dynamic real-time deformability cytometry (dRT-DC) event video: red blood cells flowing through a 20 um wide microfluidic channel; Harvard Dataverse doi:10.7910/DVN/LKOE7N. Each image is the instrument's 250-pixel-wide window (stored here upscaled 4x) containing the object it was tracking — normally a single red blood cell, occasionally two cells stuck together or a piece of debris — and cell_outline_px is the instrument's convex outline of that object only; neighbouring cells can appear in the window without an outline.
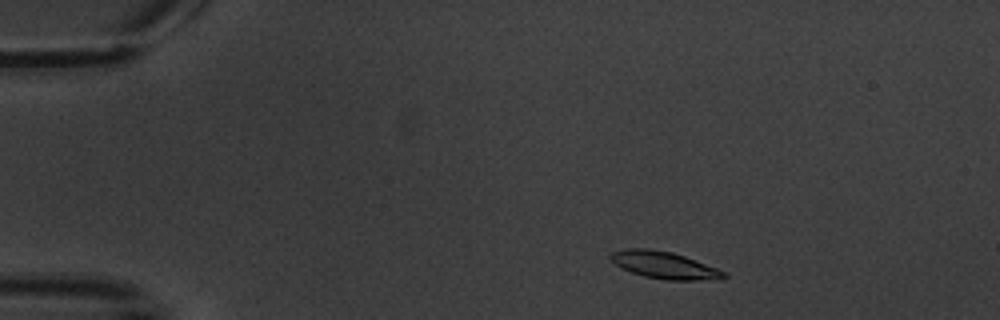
{"species": "common noctule bat (a hibernating species)", "species_latin": "Nyctalus noctula", "temperature_condition": "warm", "stored_images_in_passage": 6, "camera_frame_rate_fps": 3000, "um_per_image_px": 0.085, "animal": {"sex": "male", "body_mass_g": 20.1, "forearm_length_mm": 53.5}, "frame": {"image": 1, "passage_image": 1, "time_ms": 0.0, "image_size_px": [1000, 320], "cell_outline_px": [[728, 276], [720, 280], [664, 280], [644, 276], [620, 268], [608, 256], [612, 252], [624, 248], [648, 248], [672, 252], [684, 256], [716, 268], [724, 272]], "centroid_in_image_um": [56.45, 22.54], "position_along_channel_um": 28.5, "area_um2": 17.92}}
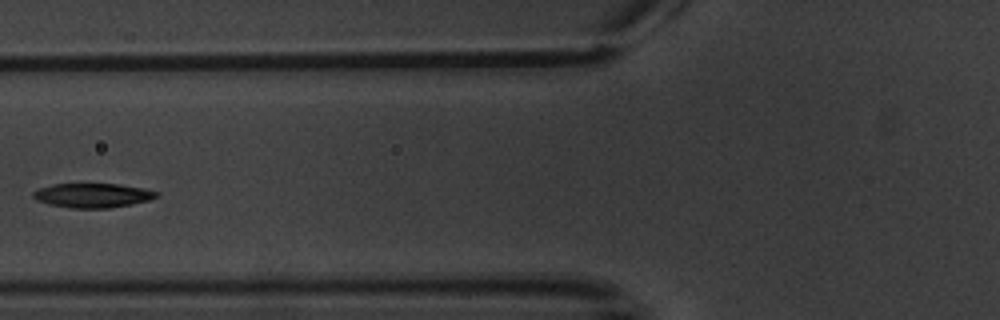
{"frame": {"image": 2, "passage_image": 5, "time_ms": 4.667, "image_size_px": [1000, 320], "cell_outline_px": [[160, 196], [148, 200], [132, 204], [108, 208], [72, 208], [48, 204], [36, 200], [32, 196], [32, 192], [40, 188], [52, 184], [120, 184], [160, 192]], "centroid_in_image_um": [7.87, 16.61], "position_along_channel_um": 117.9, "area_um2": 17.46}}
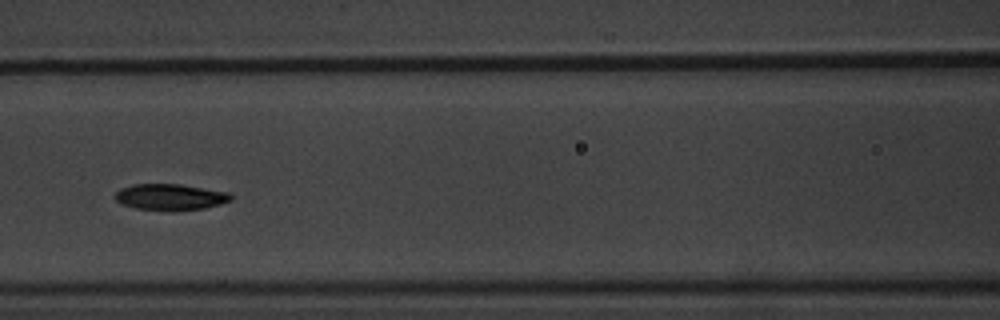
{"frame": {"image": 3, "passage_image": 6, "time_ms": 5.667, "image_size_px": [1000, 320], "cell_outline_px": [[232, 200], [220, 204], [204, 208], [172, 212], [168, 212], [136, 208], [120, 204], [112, 196], [120, 188], [132, 184], [180, 184], [228, 192], [232, 196]], "centroid_in_image_um": [14.43, 16.76], "position_along_channel_um": 152.2, "area_um2": 18.09}}